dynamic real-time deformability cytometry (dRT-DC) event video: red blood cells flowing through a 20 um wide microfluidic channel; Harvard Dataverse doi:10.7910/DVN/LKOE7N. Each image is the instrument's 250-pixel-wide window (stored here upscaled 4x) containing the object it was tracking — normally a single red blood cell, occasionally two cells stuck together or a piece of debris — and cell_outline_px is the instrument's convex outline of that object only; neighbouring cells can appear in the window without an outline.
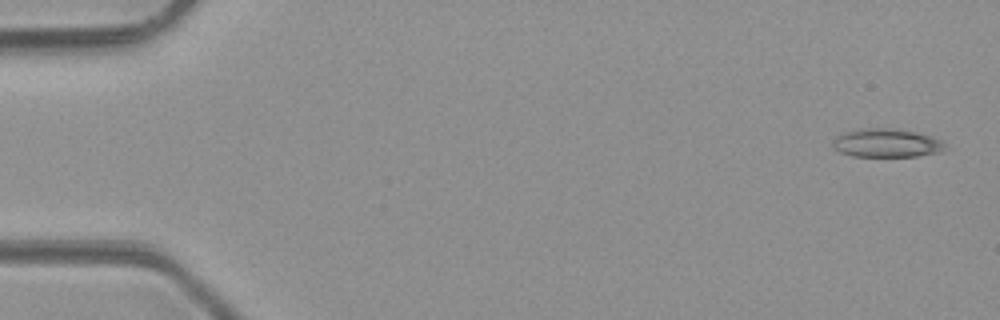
{"species": "common noctule bat (a hibernating species)", "species_latin": "Nyctalus noctula", "temperature_condition": "room temperature", "stored_images_in_passage": 4, "camera_frame_rate_fps": 3000, "um_per_image_px": 0.085, "animal": {"sex": "male", "body_mass_g": 23.1, "forearm_length_mm": 52.7}, "frame": {"image": 1, "passage_image": 1, "time_ms": 0.0, "image_size_px": [1000, 320], "cell_outline_px": [[944, 152], [916, 156], [852, 156], [840, 152], [832, 148], [832, 144], [836, 136], [848, 132], [868, 128], [892, 128], [916, 132], [944, 140]], "centroid_in_image_um": [75.39, 12.17], "position_along_channel_um": 9.6, "area_um2": 18.61}}